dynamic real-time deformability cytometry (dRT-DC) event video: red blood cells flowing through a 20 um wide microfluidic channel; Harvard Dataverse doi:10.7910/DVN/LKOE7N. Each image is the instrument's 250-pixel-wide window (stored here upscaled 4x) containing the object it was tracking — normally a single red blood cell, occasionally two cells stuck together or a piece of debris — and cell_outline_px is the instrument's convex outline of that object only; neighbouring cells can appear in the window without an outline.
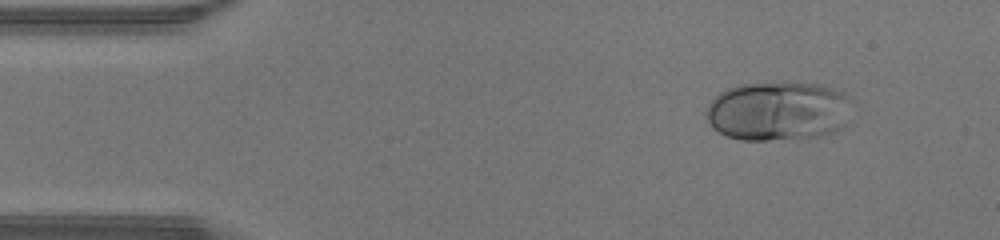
{"species": "human", "species_latin": "Homo sapiens", "temperature_condition": "warm", "stored_images_in_passage": 41, "camera_frame_rate_fps": 3000, "um_per_image_px": 0.085, "donor": {"sex": "male"}, "frame": {"image": 1, "passage_image": 1, "time_ms": 0.0, "image_size_px": [1000, 240], "cell_outline_px": [[852, 100], [844, 124], [840, 128], [832, 132], [820, 136], [796, 140], [740, 140], [728, 136], [720, 132], [708, 120], [704, 112], [708, 104], [720, 92], [728, 88], [740, 84], [772, 80], [820, 84], [844, 92], [852, 96]], "centroid_in_image_um": [66.16, 9.41], "position_along_channel_um": 18.8, "area_um2": 51.44}}
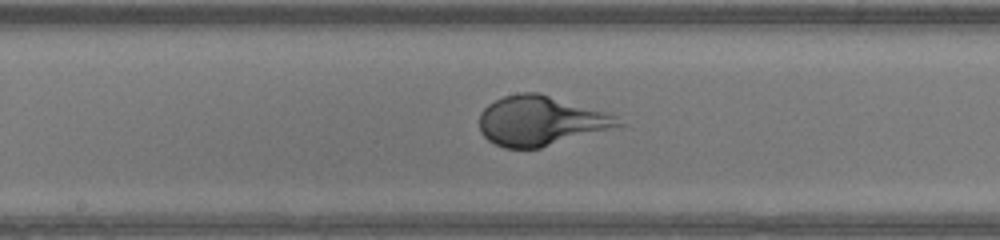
{"frame": {"image": 2, "passage_image": 19, "time_ms": 6.0, "image_size_px": [1000, 240], "cell_outline_px": [[624, 124], [540, 148], [504, 148], [488, 140], [480, 132], [480, 112], [488, 104], [504, 96], [520, 92], [540, 92], [604, 112], [616, 116]], "centroid_in_image_um": [45.88, 10.26], "position_along_channel_um": 202.3, "area_um2": 39.59}}
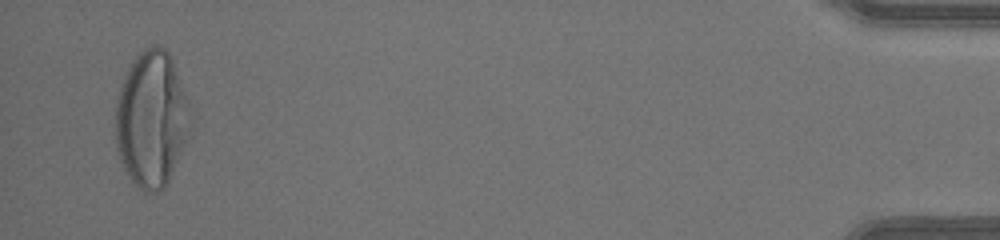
{"frame": {"image": 3, "passage_image": 40, "time_ms": 13.0, "image_size_px": [1000, 240], "cell_outline_px": [[192, 132], [168, 184], [160, 192], [144, 192], [128, 176], [120, 160], [116, 148], [116, 104], [120, 88], [124, 76], [128, 68], [136, 56], [144, 48], [156, 44], [160, 44], [168, 52], [172, 60], [188, 104], [192, 124]], "centroid_in_image_um": [12.9, 10.17], "position_along_channel_um": 422.3, "area_um2": 59.65}, "authors_computed_cell_mechanics": {"area_um2": 43.639, "velocity_mm_per_s": 4.4669, "shape_relaxation_time_tau1_ms": 3.0478, "shape_relaxation_time_tau2_ms": null, "deformation_change_tau1": 0.2307, "deformation_change_tau2": null}}